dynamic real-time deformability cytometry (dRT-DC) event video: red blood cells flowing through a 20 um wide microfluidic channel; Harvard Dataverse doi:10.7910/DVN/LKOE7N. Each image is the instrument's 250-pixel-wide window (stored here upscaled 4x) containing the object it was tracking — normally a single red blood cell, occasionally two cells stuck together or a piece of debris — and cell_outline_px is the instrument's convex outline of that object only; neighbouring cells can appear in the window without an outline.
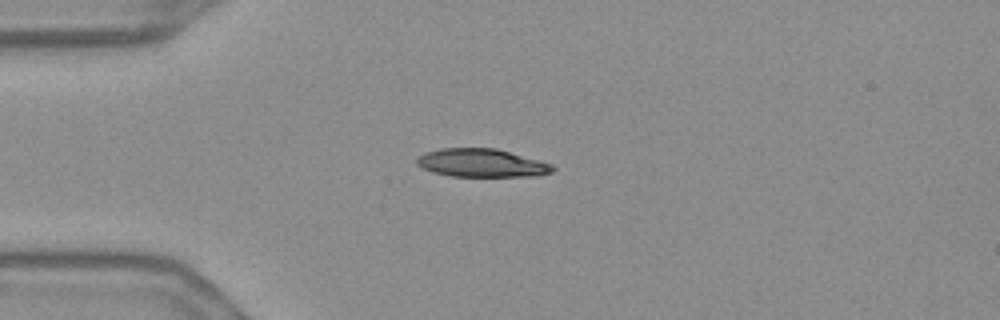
{"species": "Egyptian fruit bat (a non-hibernating species)", "species_latin": "Rousettus aegyptiacus", "temperature_condition": "warm", "stored_images_in_passage": 42, "camera_frame_rate_fps": 3000, "um_per_image_px": 0.085, "frame": {"image": 1, "passage_image": 1, "time_ms": 0.0, "image_size_px": [1000, 320], "cell_outline_px": [[556, 168], [552, 172], [536, 176], [452, 176], [432, 172], [416, 164], [416, 156], [424, 152], [440, 148], [496, 148], [540, 160], [552, 164]], "centroid_in_image_um": [40.93, 13.84], "position_along_channel_um": 44.1, "area_um2": 22.48}}
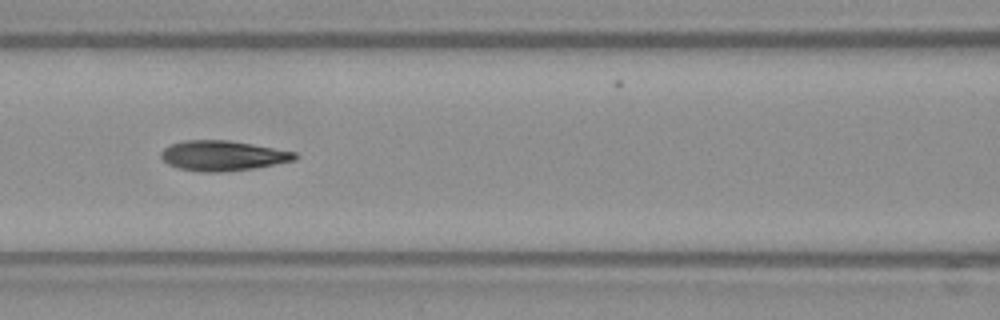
{"frame": {"image": 2, "passage_image": 11, "time_ms": 3.333, "image_size_px": [1000, 320], "cell_outline_px": [[300, 156], [296, 160], [252, 168], [220, 172], [200, 172], [176, 168], [168, 164], [160, 156], [160, 152], [164, 148], [172, 144], [184, 140], [228, 140], [252, 144], [296, 152]], "centroid_in_image_um": [18.92, 13.23], "position_along_channel_um": 147.7, "area_um2": 23.47}}
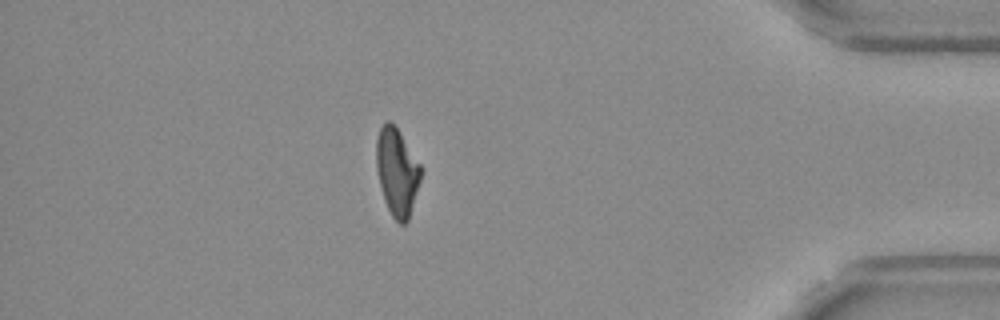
{"frame": {"image": 3, "passage_image": 35, "time_ms": 11.333, "image_size_px": [1000, 320], "cell_outline_px": [[420, 180], [408, 220], [404, 224], [400, 224], [392, 216], [384, 200], [376, 168], [376, 140], [380, 128], [388, 120], [396, 128], [420, 164]], "centroid_in_image_um": [33.72, 14.64], "position_along_channel_um": 401.5, "area_um2": 22.08}, "authors_computed_cell_mechanics": {"area_um2": 23.3512, "velocity_mm_per_s": 3.6955, "shape_relaxation_time_tau1_ms": 6.6129, "shape_relaxation_time_tau2_ms": 2.6484, "deformation_change_tau1": 0.2014, "deformation_change_tau2": 0.0831}}